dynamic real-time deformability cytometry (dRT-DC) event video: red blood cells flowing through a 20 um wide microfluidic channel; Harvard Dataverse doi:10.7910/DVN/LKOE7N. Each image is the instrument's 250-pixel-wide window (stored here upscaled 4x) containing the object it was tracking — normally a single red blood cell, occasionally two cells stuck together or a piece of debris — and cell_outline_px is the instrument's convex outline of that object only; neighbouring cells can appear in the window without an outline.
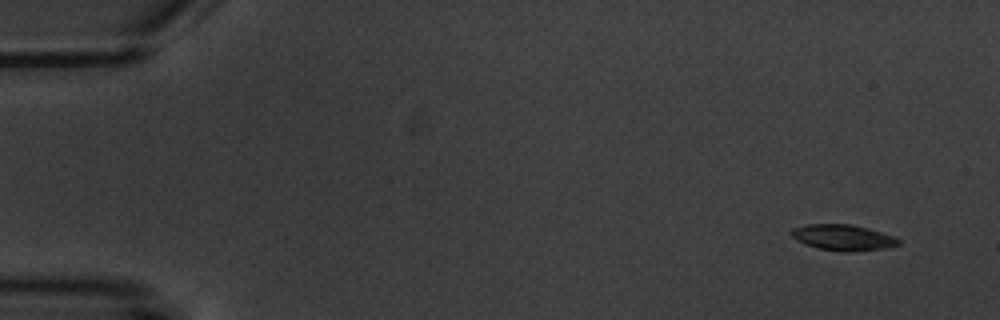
{"species": "common noctule bat (a hibernating species)", "species_latin": "Nyctalus noctula", "temperature_condition": "warm", "stored_images_in_passage": 5, "camera_frame_rate_fps": 3000, "um_per_image_px": 0.085, "animal": {"sex": "male", "body_mass_g": 20.1, "forearm_length_mm": 53.5}, "frame": {"image": 1, "passage_image": 1, "time_ms": 0.0, "image_size_px": [1000, 320], "cell_outline_px": [[900, 244], [888, 248], [848, 252], [844, 252], [820, 248], [796, 240], [788, 232], [792, 228], [804, 224], [852, 224], [868, 228], [892, 236], [900, 240]], "centroid_in_image_um": [71.64, 20.18], "position_along_channel_um": 13.4, "area_um2": 16.13}}
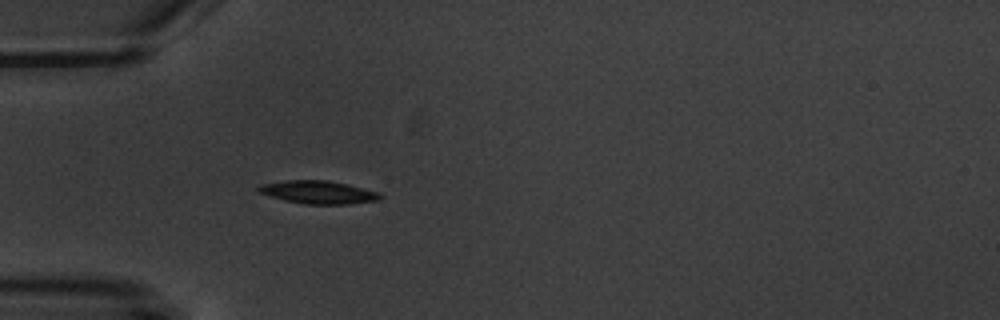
{"frame": {"image": 2, "passage_image": 5, "time_ms": 4.667, "image_size_px": [1000, 320], "cell_outline_px": [[384, 196], [380, 200], [348, 204], [304, 204], [284, 200], [268, 196], [260, 192], [256, 188], [260, 184], [284, 180], [328, 180], [380, 192]], "centroid_in_image_um": [27.05, 16.34], "position_along_channel_um": 57.9, "area_um2": 16.42}}